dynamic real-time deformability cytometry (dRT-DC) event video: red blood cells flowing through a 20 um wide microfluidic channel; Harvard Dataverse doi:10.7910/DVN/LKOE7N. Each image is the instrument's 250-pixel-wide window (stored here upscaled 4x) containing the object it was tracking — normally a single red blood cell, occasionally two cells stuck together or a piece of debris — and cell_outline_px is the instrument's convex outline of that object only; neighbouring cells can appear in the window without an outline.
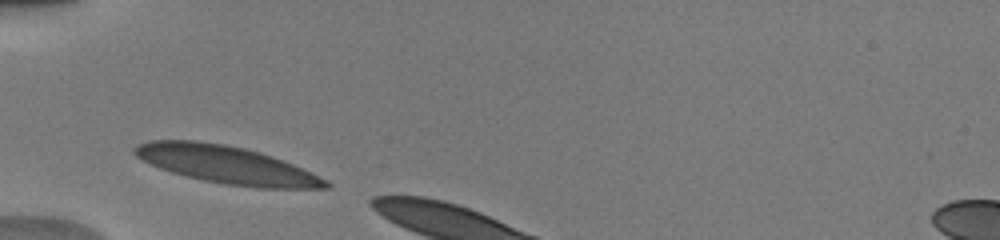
{"species": "human", "species_latin": "Homo sapiens", "temperature_condition": "warm", "stored_images_in_passage": 3, "camera_frame_rate_fps": 3000, "um_per_image_px": 0.085, "donor": {"sex": "male"}, "frame": {"image": 1, "passage_image": 1, "time_ms": 0.0, "image_size_px": [1000, 240], "cell_outline_px": [[332, 184], [328, 188], [256, 188], [224, 184], [204, 180], [172, 172], [160, 168], [136, 156], [132, 152], [132, 148], [136, 144], [152, 140], [192, 140], [224, 144], [244, 148], [260, 152], [272, 156], [292, 164], [328, 180]], "centroid_in_image_um": [19.25, 14.0], "position_along_channel_um": 65.7, "area_um2": 41.62}}